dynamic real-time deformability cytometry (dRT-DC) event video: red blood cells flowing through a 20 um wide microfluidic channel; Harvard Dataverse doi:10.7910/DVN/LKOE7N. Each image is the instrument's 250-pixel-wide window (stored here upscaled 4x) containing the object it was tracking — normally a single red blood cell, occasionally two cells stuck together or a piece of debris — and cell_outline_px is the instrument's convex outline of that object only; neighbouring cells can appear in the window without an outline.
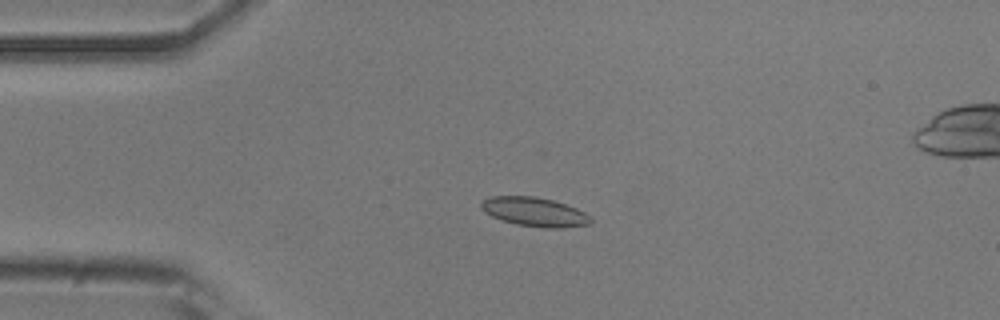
{"species": "common noctule bat (a hibernating species)", "species_latin": "Nyctalus noctula", "temperature_condition": "room temperature", "stored_images_in_passage": 30, "camera_frame_rate_fps": 3000, "um_per_image_px": 0.085, "animal": {"sex": "male", "body_mass_g": 20.5, "forearm_length_mm": 52.5}, "frame": {"image": 1, "passage_image": 1, "time_ms": 0.0, "image_size_px": [1000, 320], "cell_outline_px": [[592, 224], [560, 228], [544, 228], [516, 224], [492, 216], [484, 212], [480, 208], [480, 204], [484, 200], [492, 196], [536, 196], [552, 200], [576, 208], [584, 212], [592, 220]], "centroid_in_image_um": [45.43, 18.01], "position_along_channel_um": 39.6, "area_um2": 18.44}}
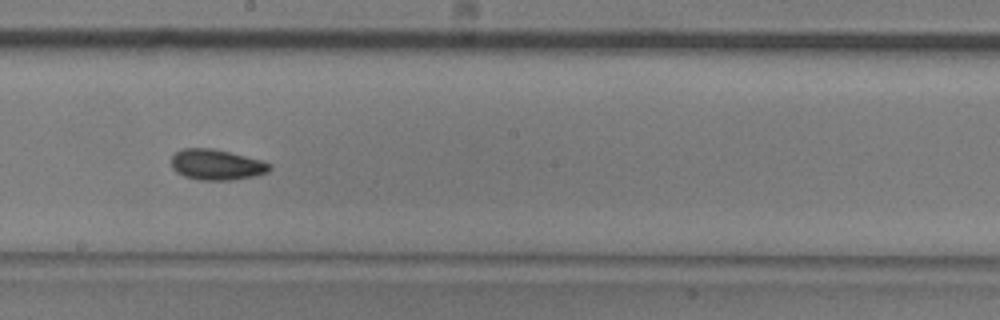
{"frame": {"image": 2, "passage_image": 18, "time_ms": 5.667, "image_size_px": [1000, 320], "cell_outline_px": [[272, 168], [268, 172], [256, 176], [232, 180], [200, 180], [184, 176], [176, 172], [172, 168], [172, 156], [176, 152], [184, 148], [212, 148], [264, 160], [272, 164]], "centroid_in_image_um": [18.45, 14.0], "position_along_channel_um": 229.7, "area_um2": 17.74}}
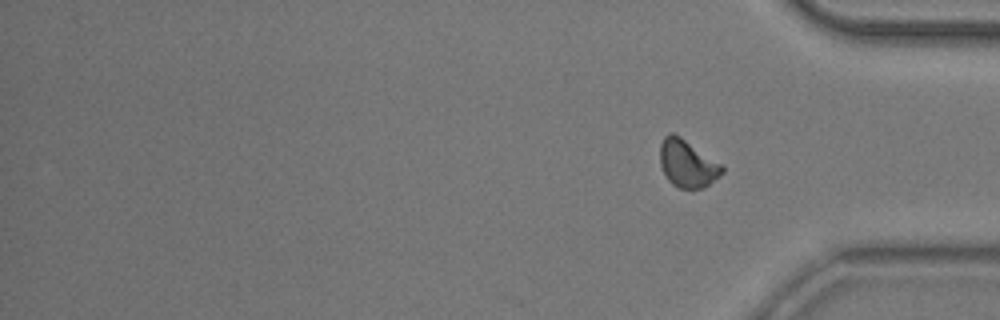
{"frame": {"image": 3, "passage_image": 30, "time_ms": 9.667, "image_size_px": [1000, 320], "cell_outline_px": [[724, 172], [720, 176], [704, 188], [680, 188], [672, 184], [668, 180], [660, 164], [660, 144], [664, 136], [668, 132], [672, 132], [680, 136], [720, 164], [724, 168]], "centroid_in_image_um": [58.4, 13.9], "position_along_channel_um": 376.8, "area_um2": 16.99}, "authors_computed_cell_mechanics": {"area_um2": 16.9643, "velocity_mm_per_s": 3.8122, "shape_relaxation_time_tau1_ms": 5.3011, "shape_relaxation_time_tau2_ms": 3.7486, "deformation_change_tau1": 0.1077, "deformation_change_tau2": 0.0889}}